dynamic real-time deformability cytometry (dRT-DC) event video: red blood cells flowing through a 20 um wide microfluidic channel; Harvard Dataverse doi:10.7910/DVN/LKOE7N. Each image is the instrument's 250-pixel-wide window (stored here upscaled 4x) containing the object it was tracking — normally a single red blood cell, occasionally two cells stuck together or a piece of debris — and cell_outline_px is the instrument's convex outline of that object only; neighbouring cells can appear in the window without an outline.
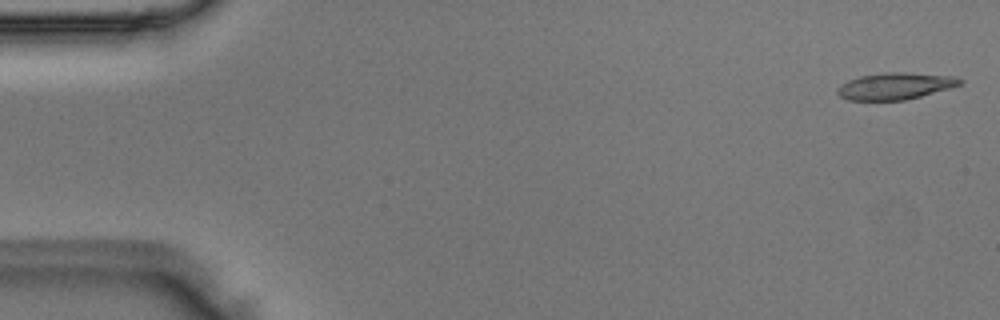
{"species": "Egyptian fruit bat (a non-hibernating species)", "species_latin": "Rousettus aegyptiacus", "temperature_condition": "room temperature", "stored_images_in_passage": 49, "camera_frame_rate_fps": 3000, "um_per_image_px": 0.085, "animal": {"sex": "male"}, "frame": {"image": 1, "passage_image": 1, "time_ms": 0.0, "image_size_px": [1000, 320], "cell_outline_px": [[964, 80], [960, 84], [952, 88], [904, 100], [848, 100], [840, 96], [836, 92], [836, 88], [840, 84], [848, 80], [860, 76], [884, 72], [904, 72], [952, 76]], "centroid_in_image_um": [76.07, 7.31], "position_along_channel_um": 8.9, "area_um2": 19.13}}
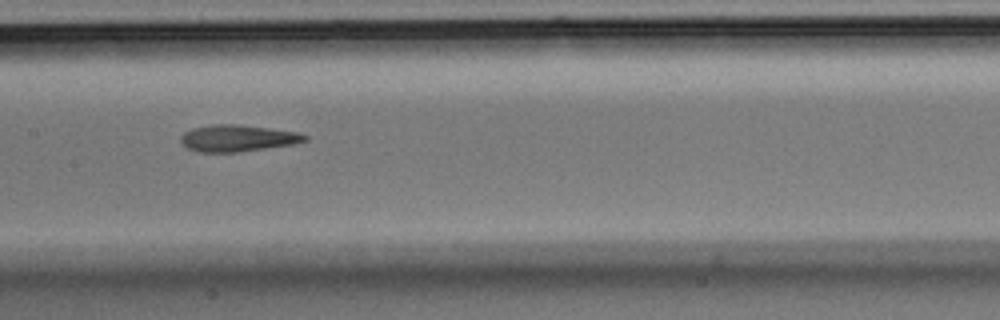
{"frame": {"image": 2, "passage_image": 24, "time_ms": 7.667, "image_size_px": [1000, 320], "cell_outline_px": [[308, 140], [292, 144], [236, 152], [200, 152], [188, 148], [180, 140], [180, 136], [184, 132], [192, 128], [212, 124], [232, 124], [268, 128], [296, 132], [308, 136]], "centroid_in_image_um": [20.16, 11.74], "position_along_channel_um": 187.2, "area_um2": 18.96}}
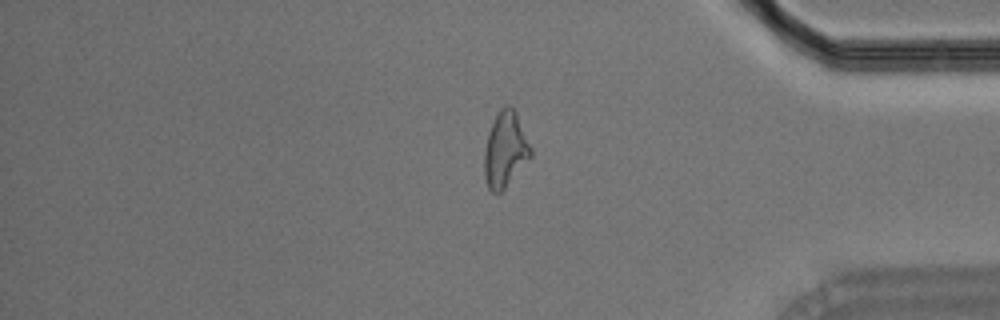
{"frame": {"image": 3, "passage_image": 41, "time_ms": 13.333, "image_size_px": [1000, 320], "cell_outline_px": [[532, 156], [504, 188], [496, 196], [488, 188], [484, 176], [484, 152], [488, 132], [500, 108], [504, 104], [508, 104], [516, 112], [532, 148]], "centroid_in_image_um": [42.94, 12.72], "position_along_channel_um": 392.3, "area_um2": 20.4}}